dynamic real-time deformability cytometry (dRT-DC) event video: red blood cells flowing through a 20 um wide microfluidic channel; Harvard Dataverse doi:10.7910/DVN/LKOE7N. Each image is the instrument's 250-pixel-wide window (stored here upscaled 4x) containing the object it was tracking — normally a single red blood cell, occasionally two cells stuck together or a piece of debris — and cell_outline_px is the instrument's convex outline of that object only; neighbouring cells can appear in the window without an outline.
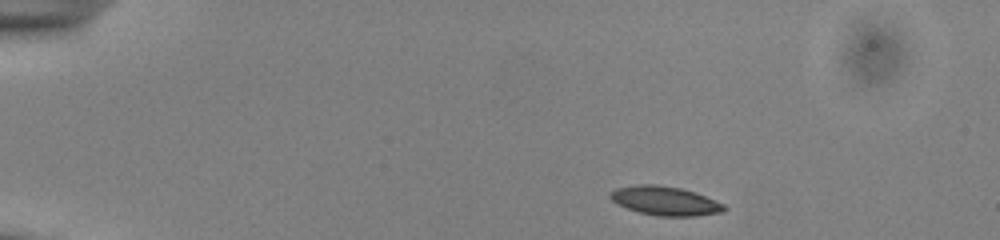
{"species": "common noctule bat (a hibernating species)", "species_latin": "Nyctalus noctula", "temperature_condition": "cold", "stored_images_in_passage": 23, "camera_frame_rate_fps": 3000, "um_per_image_px": 0.085, "animal": {"sex": "male", "body_mass_g": 13.0, "forearm_length_mm": 53.1}, "frame": {"image": 1, "passage_image": 1, "time_ms": 0.0, "image_size_px": [1000, 240], "cell_outline_px": [[728, 208], [724, 212], [696, 216], [660, 216], [640, 212], [616, 204], [608, 196], [608, 192], [616, 188], [636, 184], [656, 184], [680, 188], [696, 192], [716, 200], [724, 204]], "centroid_in_image_um": [56.54, 17.06], "position_along_channel_um": 28.5, "area_um2": 19.48}}
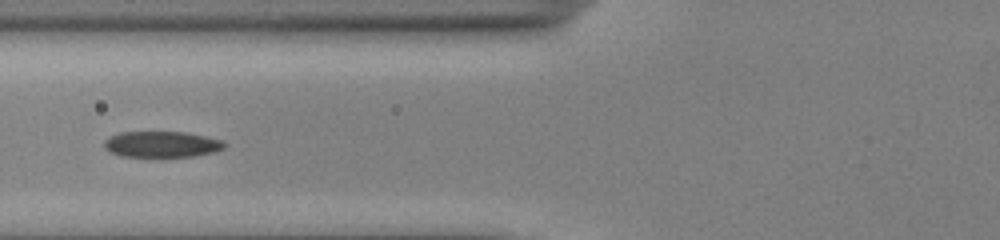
{"frame": {"image": 2, "passage_image": 14, "time_ms": 4.333, "image_size_px": [1000, 240], "cell_outline_px": [[228, 144], [224, 148], [216, 152], [192, 156], [160, 160], [120, 156], [108, 152], [104, 148], [104, 140], [108, 136], [120, 132], [184, 132], [224, 140]], "centroid_in_image_um": [13.72, 12.32], "position_along_channel_um": 112.1, "area_um2": 19.42}}
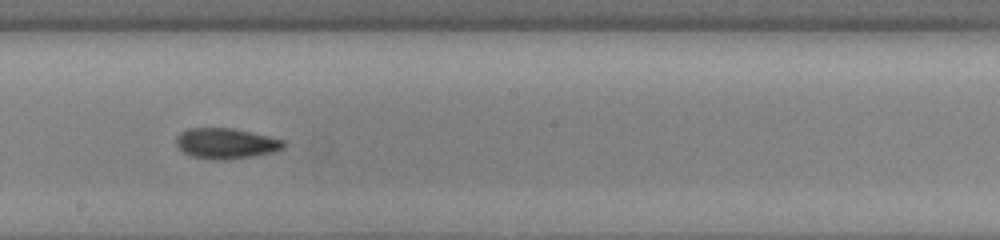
{"frame": {"image": 3, "passage_image": 23, "time_ms": 7.333, "image_size_px": [1000, 240], "cell_outline_px": [[288, 144], [284, 148], [272, 152], [252, 156], [224, 160], [220, 160], [192, 156], [184, 152], [176, 144], [176, 136], [180, 132], [188, 128], [232, 128], [268, 136], [284, 140]], "centroid_in_image_um": [19.22, 12.18], "position_along_channel_um": 229.0, "area_um2": 19.02}}